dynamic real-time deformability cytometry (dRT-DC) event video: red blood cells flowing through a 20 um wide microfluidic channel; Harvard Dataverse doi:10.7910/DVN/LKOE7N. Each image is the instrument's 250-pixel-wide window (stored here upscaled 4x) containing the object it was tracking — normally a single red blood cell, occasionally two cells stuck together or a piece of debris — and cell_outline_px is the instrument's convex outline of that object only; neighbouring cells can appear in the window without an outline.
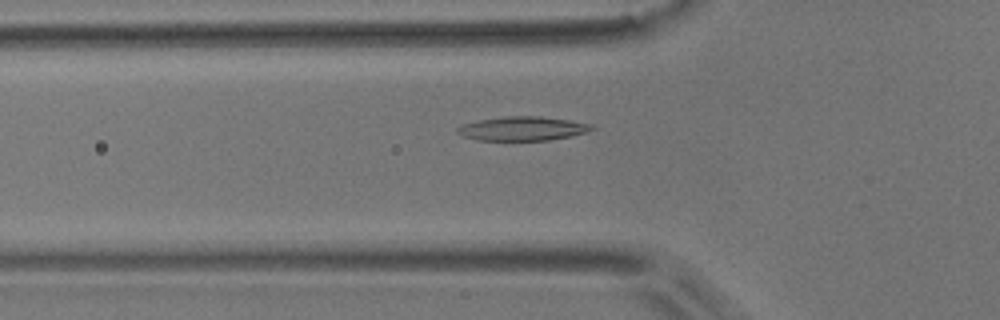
{"species": "common noctule bat (a hibernating species)", "species_latin": "Nyctalus noctula", "temperature_condition": "room temperature", "stored_images_in_passage": 20, "camera_frame_rate_fps": 3000, "um_per_image_px": 0.085, "animal": {"sex": "male", "body_mass_g": 17.9}, "frame": {"image": 1, "passage_image": 6, "time_ms": 1.667, "image_size_px": [1000, 320], "cell_outline_px": [[596, 128], [588, 132], [572, 136], [548, 140], [476, 140], [464, 136], [456, 132], [456, 128], [460, 124], [480, 120], [504, 116], [540, 116], [596, 124]], "centroid_in_image_um": [44.45, 10.92], "position_along_channel_um": 81.3, "area_um2": 19.02}}
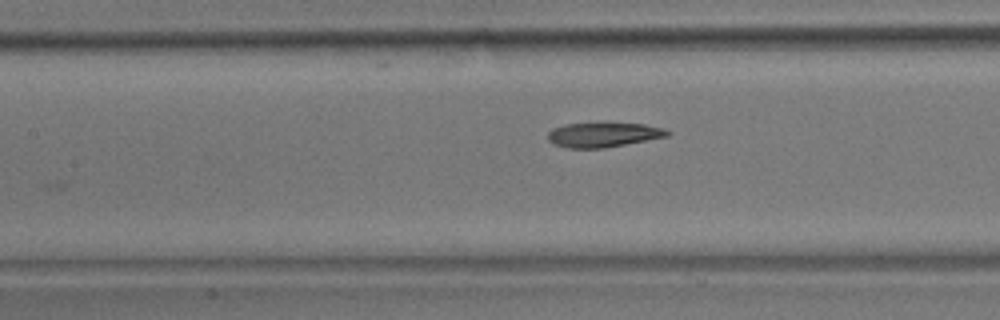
{"frame": {"image": 2, "passage_image": 12, "time_ms": 3.667, "image_size_px": [1000, 320], "cell_outline_px": [[672, 132], [668, 136], [604, 148], [568, 148], [552, 144], [548, 140], [548, 132], [552, 128], [564, 124], [600, 120], [644, 124], [664, 128]], "centroid_in_image_um": [51.26, 11.4], "position_along_channel_um": 156.1, "area_um2": 18.09}}
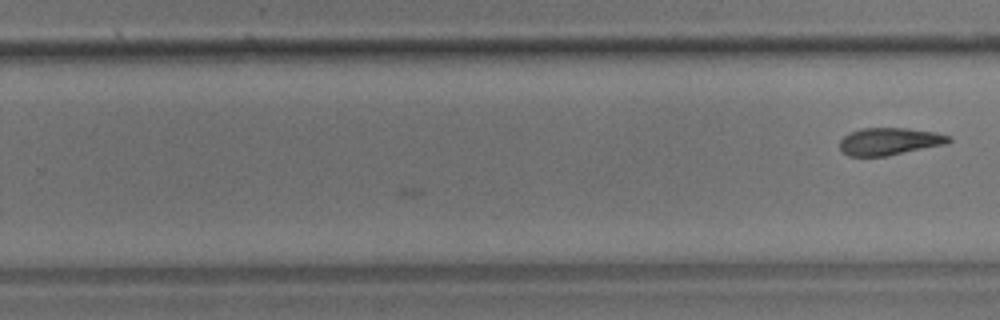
{"frame": {"image": 3, "passage_image": 20, "time_ms": 6.333, "image_size_px": [1000, 320], "cell_outline_px": [[952, 140], [948, 144], [884, 156], [848, 156], [840, 148], [840, 140], [848, 132], [860, 128], [908, 128], [936, 132], [952, 136]], "centroid_in_image_um": [75.63, 12.0], "position_along_channel_um": 254.2, "area_um2": 17.51}}